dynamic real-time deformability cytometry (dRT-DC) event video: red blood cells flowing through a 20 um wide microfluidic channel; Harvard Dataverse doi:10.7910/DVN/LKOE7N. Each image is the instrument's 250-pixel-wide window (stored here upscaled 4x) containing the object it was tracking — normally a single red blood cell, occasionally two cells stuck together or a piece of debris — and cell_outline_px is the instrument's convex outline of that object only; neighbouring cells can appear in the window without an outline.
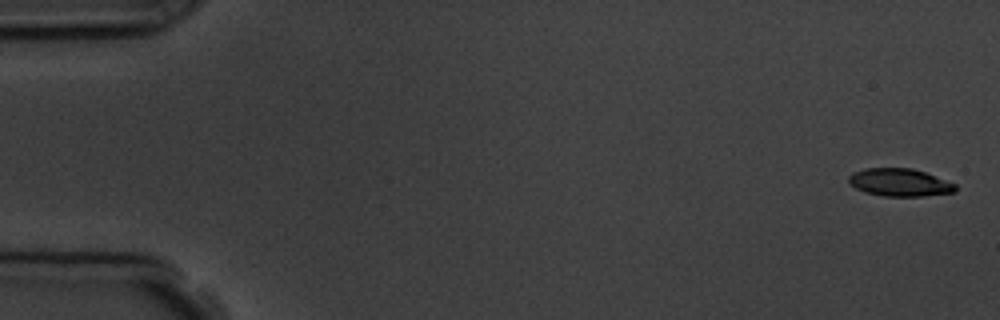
{"species": "common noctule bat (a hibernating species)", "species_latin": "Nyctalus noctula", "temperature_condition": "room temperature", "stored_images_in_passage": 5, "camera_frame_rate_fps": 3000, "um_per_image_px": 0.085, "animal": {"sex": "male", "body_mass_g": 19.5, "forearm_length_mm": 54.6}, "frame": {"image": 1, "passage_image": 1, "time_ms": 0.0, "image_size_px": [1000, 320], "cell_outline_px": [[956, 192], [924, 196], [884, 196], [864, 192], [848, 184], [848, 176], [852, 172], [864, 168], [912, 168], [924, 172], [956, 184]], "centroid_in_image_um": [76.43, 15.51], "position_along_channel_um": 8.6, "area_um2": 17.34}}
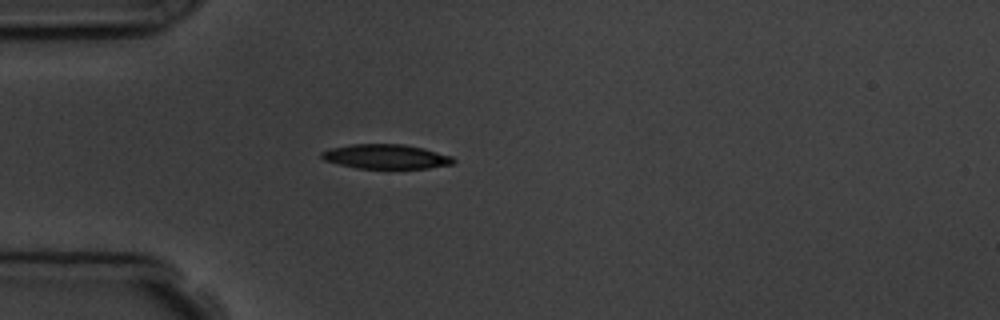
{"frame": {"image": 2, "passage_image": 5, "time_ms": 4.667, "image_size_px": [1000, 320], "cell_outline_px": [[456, 160], [452, 164], [428, 168], [356, 168], [324, 160], [320, 156], [320, 152], [332, 148], [352, 144], [404, 144], [424, 148], [452, 156]], "centroid_in_image_um": [32.82, 13.3], "position_along_channel_um": 52.2, "area_um2": 18.73}}